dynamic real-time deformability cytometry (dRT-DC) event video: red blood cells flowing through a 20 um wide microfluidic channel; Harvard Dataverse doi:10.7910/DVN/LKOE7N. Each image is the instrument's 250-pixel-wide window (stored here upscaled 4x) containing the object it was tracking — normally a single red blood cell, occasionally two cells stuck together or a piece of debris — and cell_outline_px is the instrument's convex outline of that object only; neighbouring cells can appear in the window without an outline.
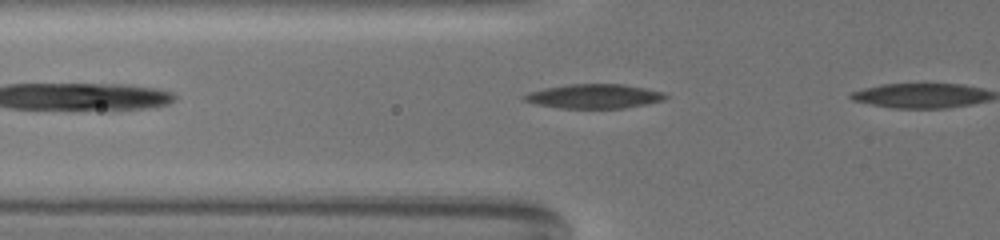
{"species": "common noctule bat (a hibernating species)", "species_latin": "Nyctalus noctula", "temperature_condition": "warm", "stored_images_in_passage": 10, "camera_frame_rate_fps": 3000, "um_per_image_px": 0.085, "animal": {"sex": "female", "body_mass_g": 19.5, "forearm_length_mm": 54.1}, "frame": {"image": 1, "passage_image": 9, "time_ms": 2.667, "image_size_px": [1000, 240], "cell_outline_px": [[668, 96], [664, 100], [624, 108], [560, 108], [536, 104], [524, 100], [520, 96], [528, 92], [544, 88], [568, 84], [624, 84], [644, 88], [660, 92]], "centroid_in_image_um": [50.44, 8.18], "position_along_channel_um": 75.4, "area_um2": 19.88}}